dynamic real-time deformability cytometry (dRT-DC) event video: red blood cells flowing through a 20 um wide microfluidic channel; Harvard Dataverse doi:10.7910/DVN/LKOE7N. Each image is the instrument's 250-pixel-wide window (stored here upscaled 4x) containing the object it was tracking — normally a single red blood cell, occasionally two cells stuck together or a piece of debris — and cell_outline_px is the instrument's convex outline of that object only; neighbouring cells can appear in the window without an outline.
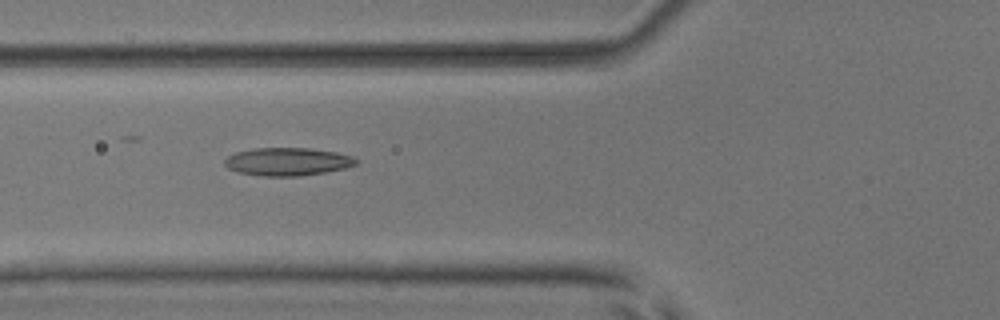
{"species": "common noctule bat (a hibernating species)", "species_latin": "Nyctalus noctula", "temperature_condition": "room temperature", "stored_images_in_passage": 52, "camera_frame_rate_fps": 3000, "um_per_image_px": 0.085, "animal": {"sex": "male", "body_mass_g": 17.9, "forearm_length_mm": 54.2}, "frame": {"image": 1, "passage_image": 20, "time_ms": 6.333, "image_size_px": [1000, 320], "cell_outline_px": [[356, 164], [344, 168], [324, 172], [300, 176], [260, 176], [236, 172], [228, 168], [224, 164], [224, 160], [228, 156], [236, 152], [256, 148], [308, 148], [336, 152], [352, 156], [356, 160]], "centroid_in_image_um": [24.39, 13.74], "position_along_channel_um": 101.4, "area_um2": 21.33}}
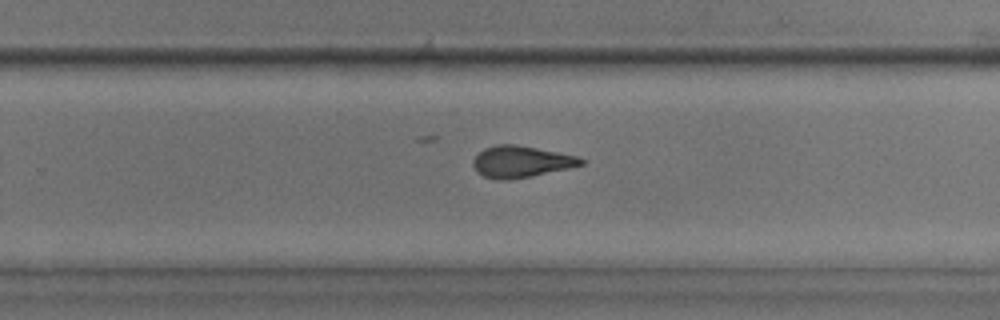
{"frame": {"image": 2, "passage_image": 34, "time_ms": 11.0, "image_size_px": [1000, 320], "cell_outline_px": [[584, 164], [568, 168], [532, 176], [508, 180], [496, 180], [484, 176], [476, 172], [472, 164], [472, 160], [484, 148], [496, 144], [516, 144], [576, 156], [584, 160]], "centroid_in_image_um": [44.23, 13.75], "position_along_channel_um": 285.6, "area_um2": 19.77}}
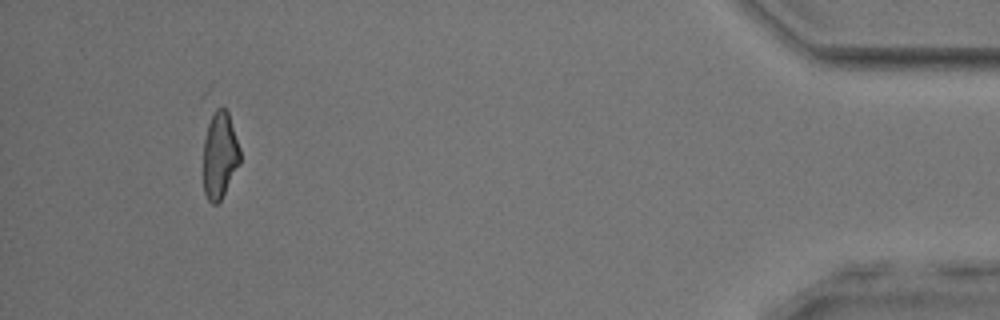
{"frame": {"image": 3, "passage_image": 49, "time_ms": 16.0, "image_size_px": [1000, 320], "cell_outline_px": [[240, 164], [220, 200], [216, 204], [212, 204], [208, 200], [204, 192], [204, 140], [208, 124], [216, 108], [224, 108], [228, 112], [240, 148]], "centroid_in_image_um": [18.69, 13.2], "position_along_channel_um": 416.5, "area_um2": 18.32}, "authors_computed_cell_mechanics": {"area_um2": 20.2878, "velocity_mm_per_s": 3.9572, "shape_relaxation_time_tau1_ms": 10.5963, "shape_relaxation_time_tau2_ms": 1.8496, "deformation_change_tau1": 0.2977, "deformation_change_tau2": 0.1047}}